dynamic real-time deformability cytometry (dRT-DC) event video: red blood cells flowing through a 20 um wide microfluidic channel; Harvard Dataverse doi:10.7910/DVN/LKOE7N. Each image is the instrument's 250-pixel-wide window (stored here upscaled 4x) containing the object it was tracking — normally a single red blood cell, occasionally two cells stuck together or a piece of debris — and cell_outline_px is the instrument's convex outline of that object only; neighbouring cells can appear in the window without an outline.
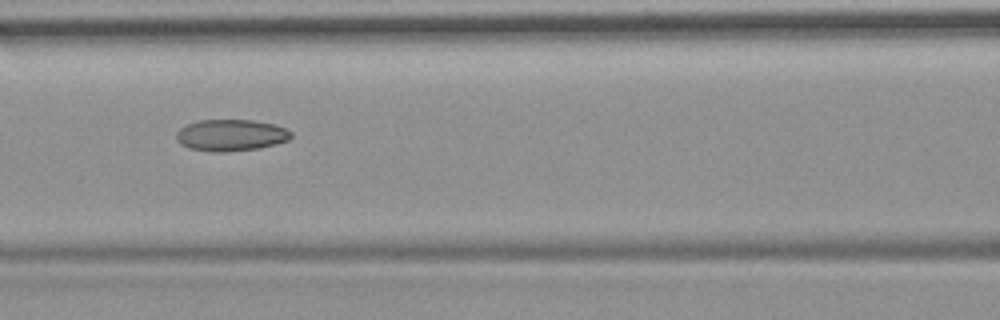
{"species": "common noctule bat (a hibernating species)", "species_latin": "Nyctalus noctula", "temperature_condition": "room temperature", "stored_images_in_passage": 11, "camera_frame_rate_fps": 3000, "um_per_image_px": 0.085, "animal": {"sex": "female", "body_mass_g": 19.9}, "frame": {"image": 1, "passage_image": 7, "time_ms": 7.667, "image_size_px": [1000, 320], "cell_outline_px": [[292, 136], [288, 140], [260, 148], [224, 152], [212, 152], [188, 148], [180, 144], [176, 140], [176, 132], [180, 128], [188, 124], [200, 120], [252, 120], [276, 124], [292, 132]], "centroid_in_image_um": [19.61, 11.49], "position_along_channel_um": 147.0, "area_um2": 21.21}}
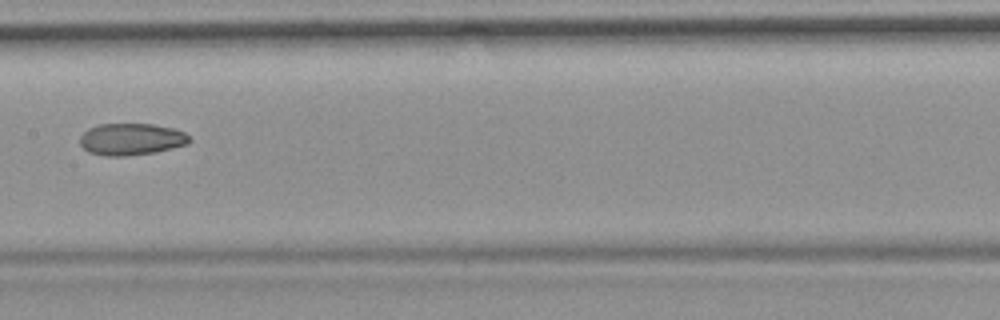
{"frame": {"image": 2, "passage_image": 8, "time_ms": 9.0, "image_size_px": [1000, 320], "cell_outline_px": [[192, 140], [188, 144], [156, 152], [124, 156], [104, 156], [88, 152], [80, 144], [80, 136], [88, 128], [100, 124], [152, 124], [176, 128], [184, 132]], "centroid_in_image_um": [11.17, 11.83], "position_along_channel_um": 196.2, "area_um2": 20.46}}